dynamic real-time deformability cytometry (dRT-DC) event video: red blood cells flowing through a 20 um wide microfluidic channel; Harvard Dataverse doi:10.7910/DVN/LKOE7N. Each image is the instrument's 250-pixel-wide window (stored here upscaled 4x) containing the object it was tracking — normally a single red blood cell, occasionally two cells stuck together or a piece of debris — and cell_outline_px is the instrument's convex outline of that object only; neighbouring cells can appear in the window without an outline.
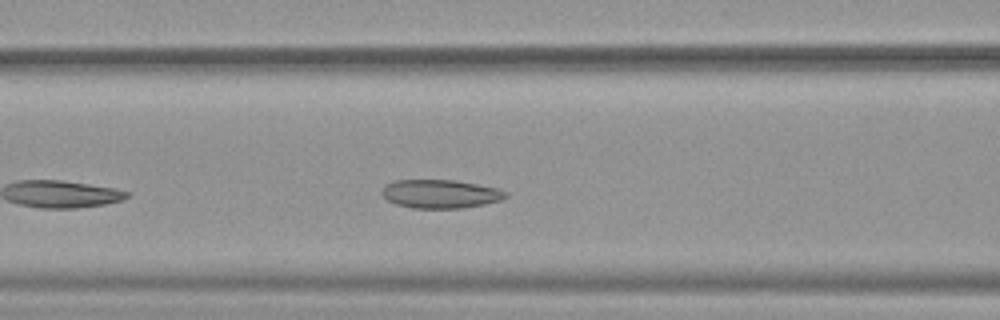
{"species": "common noctule bat (a hibernating species)", "species_latin": "Nyctalus noctula", "temperature_condition": "warm", "stored_images_in_passage": 33, "camera_frame_rate_fps": 3000, "um_per_image_px": 0.085, "animal": {"sex": "female", "body_mass_g": 19.9}, "frame": {"image": 1, "passage_image": 8, "time_ms": 2.333, "image_size_px": [1000, 320], "cell_outline_px": [[508, 196], [500, 200], [484, 204], [460, 208], [412, 208], [396, 204], [388, 200], [380, 192], [384, 184], [392, 180], [456, 180], [496, 188], [508, 192]], "centroid_in_image_um": [37.39, 16.47], "position_along_channel_um": 129.2, "area_um2": 20.63}}
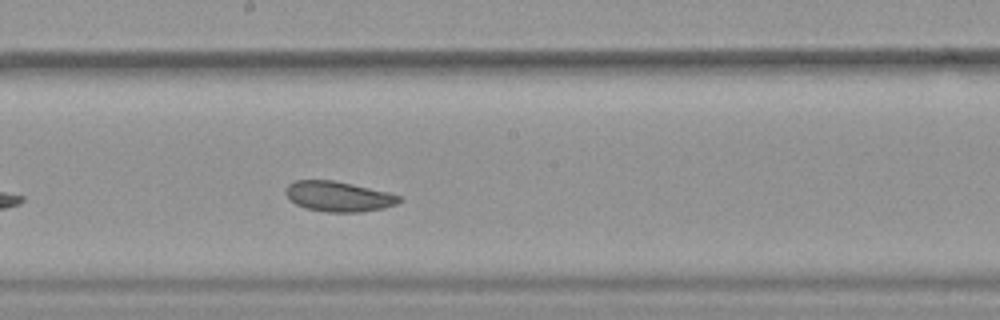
{"frame": {"image": 2, "passage_image": 15, "time_ms": 4.667, "image_size_px": [1000, 320], "cell_outline_px": [[404, 200], [396, 204], [380, 208], [360, 212], [324, 212], [304, 208], [296, 204], [284, 192], [288, 184], [296, 180], [332, 180], [352, 184], [388, 192], [400, 196]], "centroid_in_image_um": [28.76, 16.7], "position_along_channel_um": 219.4, "area_um2": 19.88}}
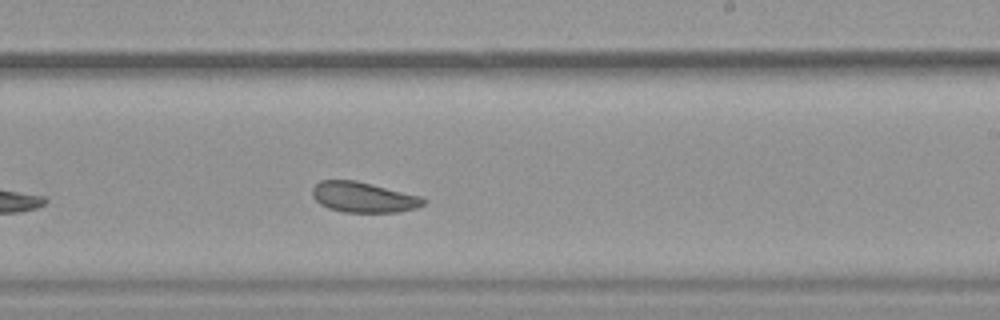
{"frame": {"image": 3, "passage_image": 18, "time_ms": 5.667, "image_size_px": [1000, 320], "cell_outline_px": [[428, 200], [424, 204], [416, 208], [400, 212], [344, 212], [328, 208], [320, 204], [312, 196], [312, 188], [320, 180], [356, 180], [424, 196]], "centroid_in_image_um": [30.94, 16.76], "position_along_channel_um": 258.1, "area_um2": 20.0}, "authors_computed_cell_mechanics": {"area_um2": 20.4034, "velocity_mm_per_s": 3.8821, "shape_relaxation_time_tau1_ms": 5.2336, "shape_relaxation_time_tau2_ms": 3.1355, "deformation_change_tau1": 0.0867, "deformation_change_tau2": 0.096}}